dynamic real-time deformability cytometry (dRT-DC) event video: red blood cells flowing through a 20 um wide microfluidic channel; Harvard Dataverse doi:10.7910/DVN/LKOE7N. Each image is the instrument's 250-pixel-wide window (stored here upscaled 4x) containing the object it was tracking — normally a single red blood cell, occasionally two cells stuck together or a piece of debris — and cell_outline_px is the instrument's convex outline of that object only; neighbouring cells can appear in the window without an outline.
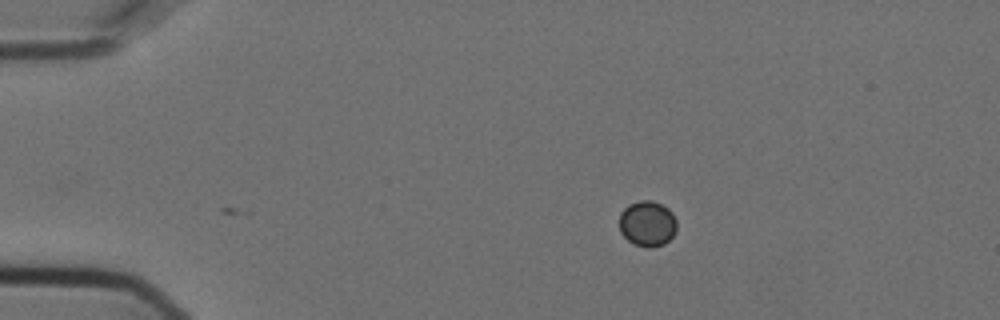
{"species": "Egyptian fruit bat (a non-hibernating species)", "species_latin": "Rousettus aegyptiacus", "temperature_condition": "cold", "stored_images_in_passage": 42, "camera_frame_rate_fps": 3000, "um_per_image_px": 0.085, "animal": {"sex": "female"}, "frame": {"image": 1, "passage_image": 1, "time_ms": 0.0, "image_size_px": [1000, 320], "cell_outline_px": [[676, 232], [664, 244], [652, 248], [648, 248], [632, 244], [620, 232], [620, 212], [628, 204], [640, 200], [652, 200], [668, 208], [672, 212], [676, 220]], "centroid_in_image_um": [55.02, 19.01], "position_along_channel_um": 30.0, "area_um2": 15.43}}
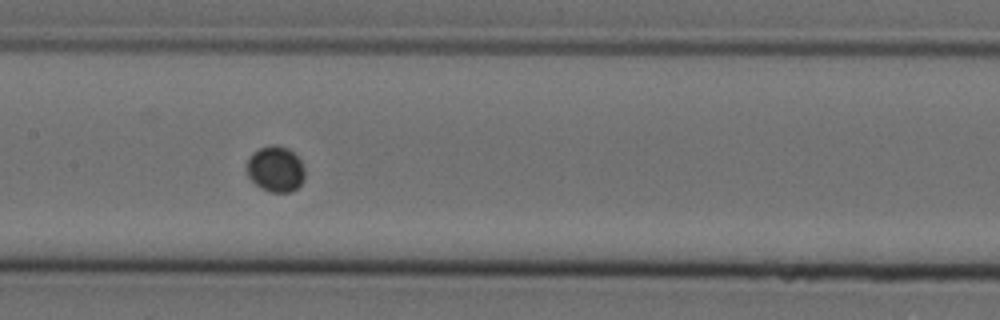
{"frame": {"image": 2, "passage_image": 19, "time_ms": 6.0, "image_size_px": [1000, 320], "cell_outline_px": [[304, 180], [292, 192], [272, 192], [260, 188], [248, 176], [248, 156], [252, 152], [260, 148], [272, 144], [276, 144], [288, 148], [300, 160], [304, 168]], "centroid_in_image_um": [23.42, 14.36], "position_along_channel_um": 184.0, "area_um2": 15.43}}
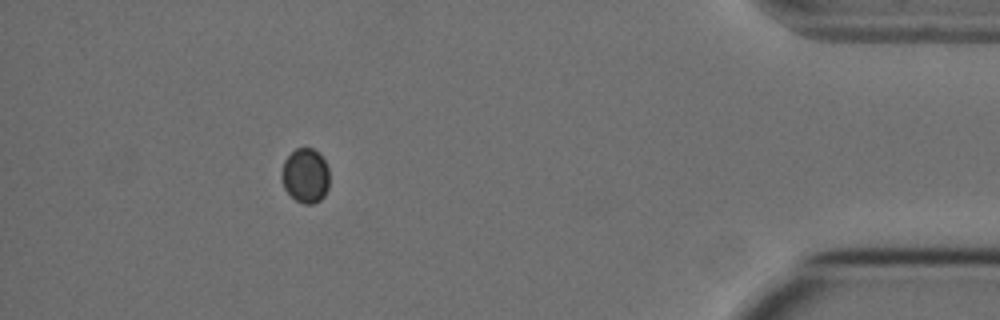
{"frame": {"image": 3, "passage_image": 42, "time_ms": 13.667, "image_size_px": [1000, 320], "cell_outline_px": [[328, 188], [324, 196], [320, 200], [312, 204], [304, 204], [296, 200], [284, 188], [280, 176], [284, 160], [296, 148], [312, 148], [320, 152], [328, 168]], "centroid_in_image_um": [25.96, 14.92], "position_along_channel_um": 409.2, "area_um2": 15.26}}